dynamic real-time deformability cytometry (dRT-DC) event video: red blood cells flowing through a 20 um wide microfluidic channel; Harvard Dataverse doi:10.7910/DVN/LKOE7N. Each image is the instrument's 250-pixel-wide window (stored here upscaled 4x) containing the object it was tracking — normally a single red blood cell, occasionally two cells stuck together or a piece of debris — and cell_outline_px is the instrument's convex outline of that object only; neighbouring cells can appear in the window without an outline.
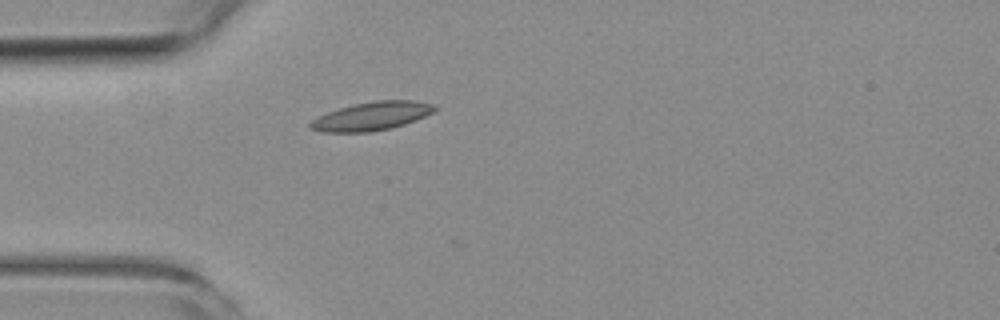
{"species": "common noctule bat (a hibernating species)", "species_latin": "Nyctalus noctula", "temperature_condition": "room temperature", "stored_images_in_passage": 1, "camera_frame_rate_fps": 3000, "um_per_image_px": 0.085, "animal": {"sex": "female", "body_mass_g": 19.3, "forearm_length_mm": 54.1}, "frame": {"image": 1, "passage_image": 1, "time_ms": 0.0, "image_size_px": [1000, 320], "cell_outline_px": [[436, 108], [432, 112], [416, 120], [404, 124], [388, 128], [368, 132], [320, 132], [308, 128], [308, 124], [312, 120], [328, 112], [340, 108], [356, 104], [376, 100], [416, 100], [436, 104]], "centroid_in_image_um": [31.59, 9.87], "position_along_channel_um": 53.4, "area_um2": 20.46}}